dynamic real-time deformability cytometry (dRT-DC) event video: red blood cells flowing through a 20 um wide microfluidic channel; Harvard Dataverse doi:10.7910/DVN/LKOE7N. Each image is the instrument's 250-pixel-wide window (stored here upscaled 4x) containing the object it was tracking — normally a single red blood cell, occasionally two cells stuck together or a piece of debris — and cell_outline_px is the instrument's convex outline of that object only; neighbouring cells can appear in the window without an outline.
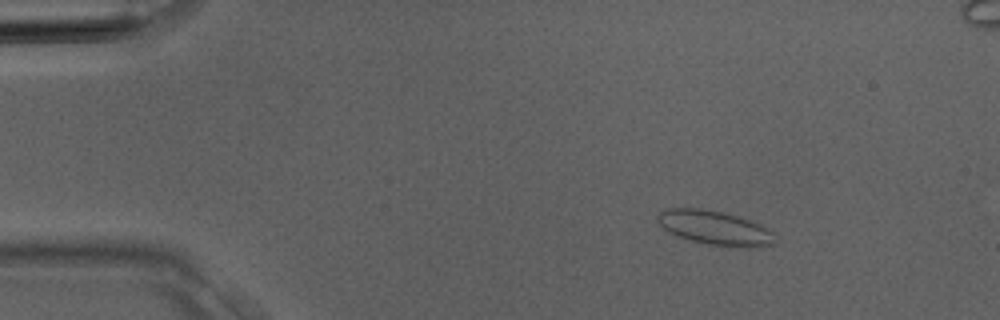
{"species": "Egyptian fruit bat (a non-hibernating species)", "species_latin": "Rousettus aegyptiacus", "temperature_condition": "room temperature", "stored_images_in_passage": 3, "camera_frame_rate_fps": 3000, "um_per_image_px": 0.085, "animal": {"sex": "male"}, "frame": {"image": 1, "passage_image": 1, "time_ms": 0.0, "image_size_px": [1000, 320], "cell_outline_px": [[776, 244], [756, 248], [748, 248], [708, 244], [692, 240], [668, 232], [656, 220], [656, 216], [664, 208], [700, 208], [720, 212], [752, 220], [772, 228], [776, 236]], "centroid_in_image_um": [60.85, 19.37], "position_along_channel_um": 24.1, "area_um2": 23.76}}